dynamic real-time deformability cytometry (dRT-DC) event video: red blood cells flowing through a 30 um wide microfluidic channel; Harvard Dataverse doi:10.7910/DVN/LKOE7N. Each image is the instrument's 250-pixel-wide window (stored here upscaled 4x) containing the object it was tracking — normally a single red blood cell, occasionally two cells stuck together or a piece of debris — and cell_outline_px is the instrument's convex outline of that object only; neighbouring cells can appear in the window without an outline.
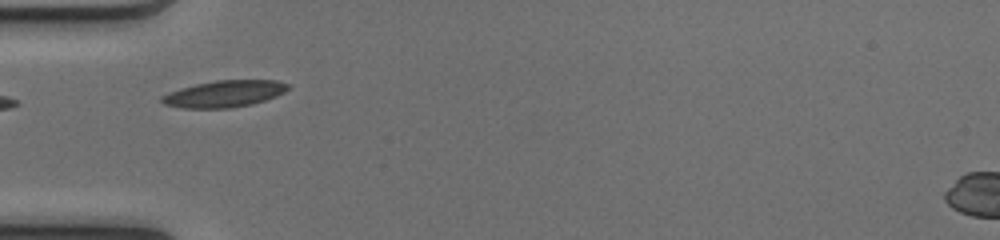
{"species": "common noctule bat (a hibernating species)", "species_latin": "Nyctalus noctula", "temperature_condition": "cold", "stored_images_in_passage": 35, "camera_frame_rate_fps": 3000, "um_per_image_px": 0.085, "animal": {"sex": "female", "body_mass_g": 17.0, "forearm_length_mm": 48.0}, "frame": {"image": 1, "passage_image": 1, "time_ms": 0.0, "image_size_px": [1000, 240], "cell_outline_px": [[292, 84], [284, 92], [276, 96], [252, 104], [232, 108], [184, 108], [164, 104], [160, 100], [160, 96], [168, 92], [180, 88], [196, 84], [216, 80], [276, 80]], "centroid_in_image_um": [19.06, 7.97], "position_along_channel_um": 65.9, "area_um2": 19.71}}
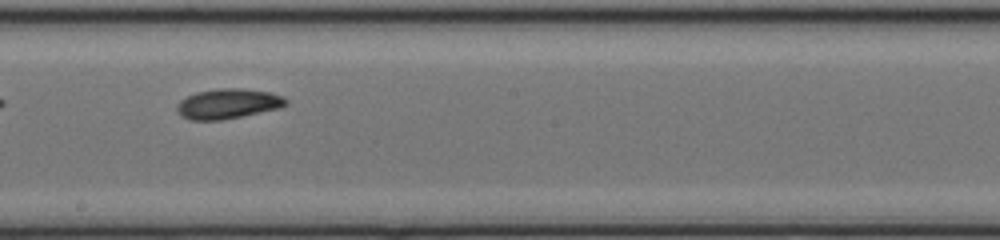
{"frame": {"image": 2, "passage_image": 13, "time_ms": 4.0, "image_size_px": [1000, 240], "cell_outline_px": [[288, 104], [280, 108], [220, 120], [188, 120], [180, 116], [176, 112], [176, 108], [180, 100], [196, 92], [220, 88], [240, 88], [272, 92], [284, 96], [288, 100]], "centroid_in_image_um": [19.38, 8.81], "position_along_channel_um": 228.8, "area_um2": 19.19}}
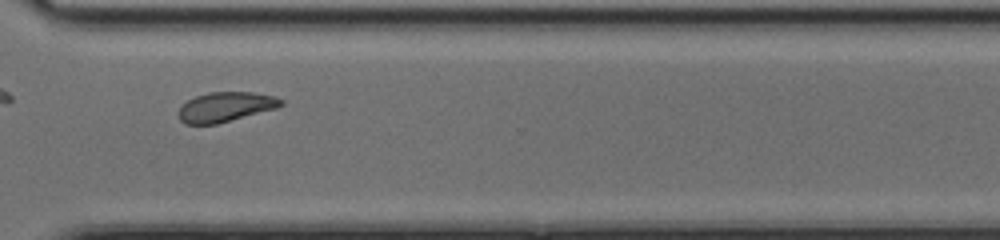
{"frame": {"image": 3, "passage_image": 22, "time_ms": 7.0, "image_size_px": [1000, 240], "cell_outline_px": [[284, 104], [276, 108], [216, 124], [184, 124], [180, 120], [176, 112], [180, 104], [196, 96], [208, 92], [252, 92], [276, 96], [284, 100]], "centroid_in_image_um": [19.13, 9.08], "position_along_channel_um": 351.5, "area_um2": 17.92}, "authors_computed_cell_mechanics": {"area_um2": 18.7272, "velocity_mm_per_s": 4.0933, "shape_relaxation_time_tau1_ms": 3.7897, "shape_relaxation_time_tau2_ms": 3.8617, "deformation_change_tau1": 0.0969, "deformation_change_tau2": 0.0932}}